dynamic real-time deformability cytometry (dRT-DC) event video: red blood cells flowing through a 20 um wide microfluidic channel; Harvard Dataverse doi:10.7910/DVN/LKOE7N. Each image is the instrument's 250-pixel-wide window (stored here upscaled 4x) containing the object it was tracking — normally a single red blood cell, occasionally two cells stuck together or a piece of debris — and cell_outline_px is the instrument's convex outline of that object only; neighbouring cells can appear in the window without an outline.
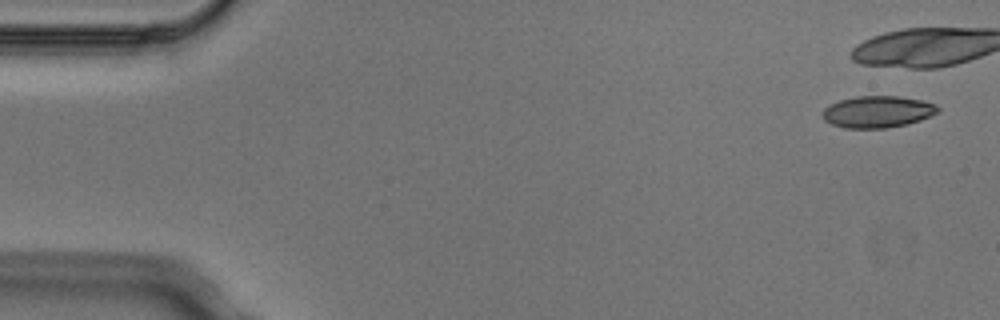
{"species": "Egyptian fruit bat (a non-hibernating species)", "species_latin": "Rousettus aegyptiacus", "temperature_condition": "cold", "stored_images_in_passage": 4, "camera_frame_rate_fps": 3000, "um_per_image_px": 0.085, "animal": {"sex": "male"}, "frame": {"image": 1, "passage_image": 1, "time_ms": 0.0, "image_size_px": [1000, 320], "cell_outline_px": [[940, 112], [920, 120], [908, 124], [888, 128], [844, 128], [832, 124], [824, 120], [824, 108], [840, 100], [856, 96], [900, 96], [924, 100], [936, 104], [940, 108]], "centroid_in_image_um": [74.66, 9.5], "position_along_channel_um": 10.3, "area_um2": 21.44}}